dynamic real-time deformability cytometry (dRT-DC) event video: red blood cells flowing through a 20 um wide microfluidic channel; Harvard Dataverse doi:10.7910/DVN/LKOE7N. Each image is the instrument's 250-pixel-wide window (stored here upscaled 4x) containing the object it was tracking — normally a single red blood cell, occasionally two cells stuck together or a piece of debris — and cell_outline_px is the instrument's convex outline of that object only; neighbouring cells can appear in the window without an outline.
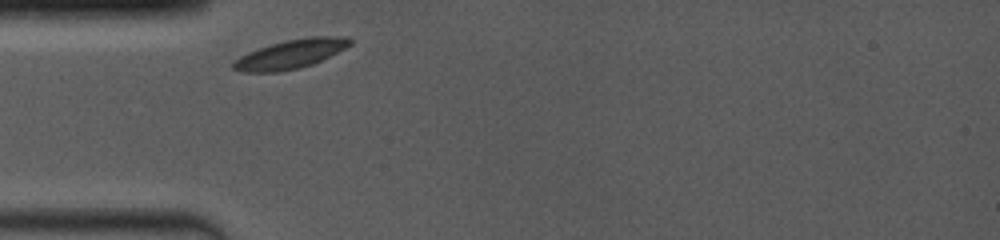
{"species": "common noctule bat (a hibernating species)", "species_latin": "Nyctalus noctula", "temperature_condition": "room temperature", "stored_images_in_passage": 21, "camera_frame_rate_fps": 4000, "um_per_image_px": 0.085, "animal": {"sex": "female", "body_mass_g": 19.0, "forearm_length_mm": 53.3}, "frame": {"image": 1, "passage_image": 1, "time_ms": 0.0, "image_size_px": [1000, 240], "cell_outline_px": [[352, 44], [312, 64], [300, 68], [276, 72], [240, 72], [232, 68], [232, 60], [248, 52], [284, 40], [308, 36], [348, 36], [352, 40]], "centroid_in_image_um": [24.68, 4.59], "position_along_channel_um": 60.3, "area_um2": 19.71}}
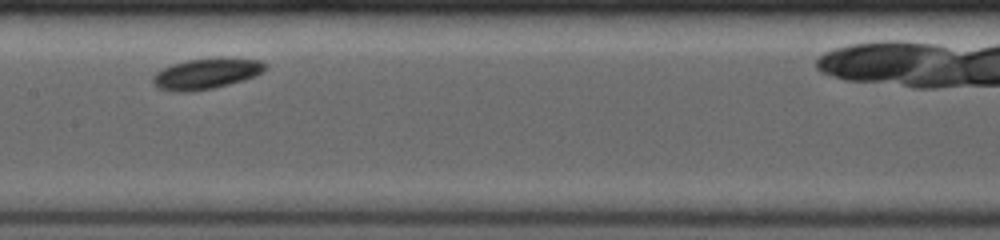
{"frame": {"image": 2, "passage_image": 10, "time_ms": 3.5, "image_size_px": [1000, 240], "cell_outline_px": [[268, 64], [256, 76], [244, 80], [212, 88], [188, 92], [176, 92], [160, 88], [152, 84], [152, 76], [156, 72], [172, 64], [188, 60], [220, 56], [224, 56], [260, 60]], "centroid_in_image_um": [17.54, 6.23], "position_along_channel_um": 189.9, "area_um2": 20.35}}
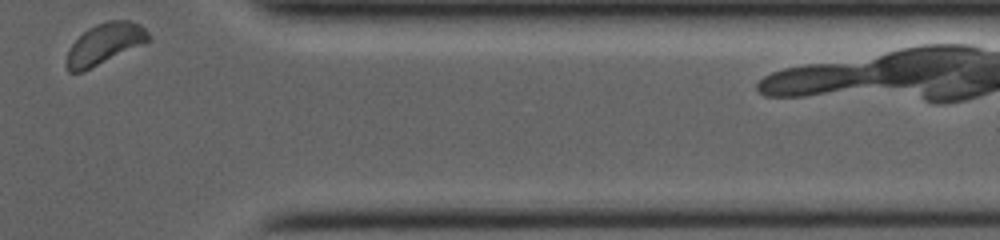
{"frame": {"image": 3, "passage_image": 21, "time_ms": 9.25, "image_size_px": [1000, 240], "cell_outline_px": [[152, 40], [84, 72], [68, 72], [64, 64], [68, 52], [72, 44], [88, 28], [96, 24], [108, 20], [128, 20], [140, 24], [152, 36]], "centroid_in_image_um": [8.91, 3.74], "position_along_channel_um": 402.5, "area_um2": 19.77}, "authors_computed_cell_mechanics": {"area_um2": 19.1896, "velocity_mm_per_s": 3.7812, "shape_relaxation_time_tau1_ms": null, "shape_relaxation_time_tau2_ms": 1.3123, "deformation_change_tau1": null, "deformation_change_tau2": 0.0346}}